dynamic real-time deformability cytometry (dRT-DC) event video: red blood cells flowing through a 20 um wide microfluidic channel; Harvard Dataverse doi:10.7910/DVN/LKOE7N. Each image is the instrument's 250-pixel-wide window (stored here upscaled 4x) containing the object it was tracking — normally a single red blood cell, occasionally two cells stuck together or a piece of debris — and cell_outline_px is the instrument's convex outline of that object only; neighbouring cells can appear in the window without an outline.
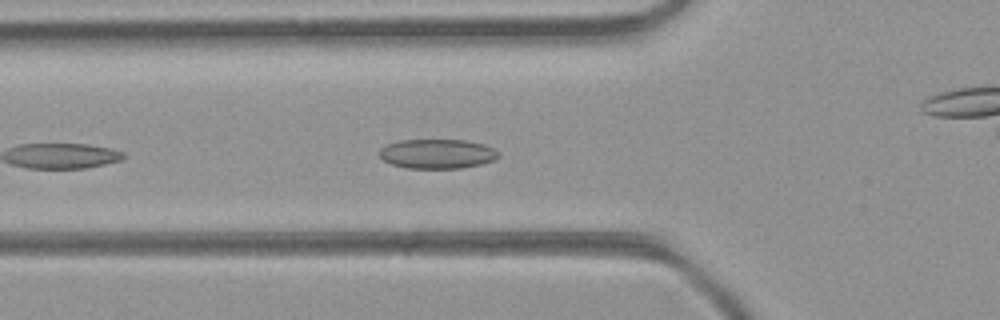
{"species": "common noctule bat (a hibernating species)", "species_latin": "Nyctalus noctula", "temperature_condition": "room temperature", "stored_images_in_passage": 14, "camera_frame_rate_fps": 3000, "um_per_image_px": 0.085, "animal": {"sex": "female", "body_mass_g": 21.9}, "frame": {"image": 1, "passage_image": 5, "time_ms": 1.333, "image_size_px": [1000, 320], "cell_outline_px": [[500, 156], [496, 160], [480, 164], [460, 168], [404, 168], [392, 164], [384, 160], [380, 156], [380, 148], [384, 144], [396, 140], [464, 140], [484, 144], [500, 152]], "centroid_in_image_um": [37.16, 13.07], "position_along_channel_um": 88.6, "area_um2": 20.63}}